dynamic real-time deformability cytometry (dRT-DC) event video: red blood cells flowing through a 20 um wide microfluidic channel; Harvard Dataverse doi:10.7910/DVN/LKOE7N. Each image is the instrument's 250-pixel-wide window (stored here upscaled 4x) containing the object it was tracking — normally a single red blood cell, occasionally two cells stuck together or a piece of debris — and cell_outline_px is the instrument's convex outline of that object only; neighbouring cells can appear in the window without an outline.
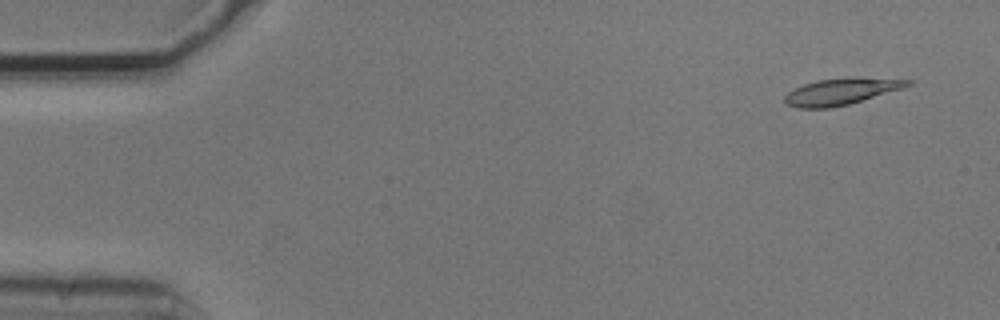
{"species": "common noctule bat (a hibernating species)", "species_latin": "Nyctalus noctula", "temperature_condition": "cold", "stored_images_in_passage": 4, "camera_frame_rate_fps": 3000, "um_per_image_px": 0.085, "animal": {"sex": "male", "body_mass_g": 20.5, "forearm_length_mm": 52.5}, "frame": {"image": 1, "passage_image": 1, "time_ms": 0.0, "image_size_px": [1000, 320], "cell_outline_px": [[912, 84], [904, 88], [848, 104], [828, 108], [796, 108], [788, 104], [784, 100], [784, 96], [788, 92], [804, 84], [816, 80], [912, 80]], "centroid_in_image_um": [71.4, 7.84], "position_along_channel_um": 13.6, "area_um2": 17.69}}